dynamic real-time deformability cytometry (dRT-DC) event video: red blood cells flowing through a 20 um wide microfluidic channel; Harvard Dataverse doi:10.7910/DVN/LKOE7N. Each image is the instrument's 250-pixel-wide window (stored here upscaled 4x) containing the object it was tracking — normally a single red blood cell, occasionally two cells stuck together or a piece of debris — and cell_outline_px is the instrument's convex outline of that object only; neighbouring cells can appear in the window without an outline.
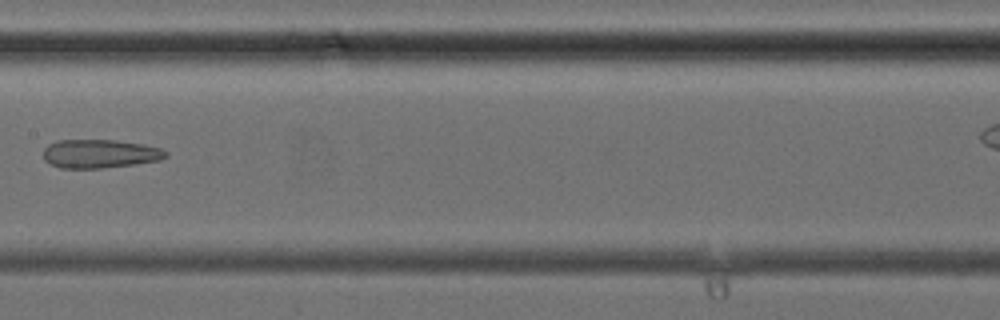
{"species": "common noctule bat (a hibernating species)", "species_latin": "Nyctalus noctula", "temperature_condition": "cold", "stored_images_in_passage": 33, "camera_frame_rate_fps": 3000, "um_per_image_px": 0.085, "animal": {"sex": "female", "body_mass_g": 24.6, "forearm_length_mm": 56.2}, "frame": {"image": 1, "passage_image": 19, "time_ms": 6.0, "image_size_px": [1000, 320], "cell_outline_px": [[168, 156], [160, 160], [136, 164], [100, 168], [60, 168], [44, 160], [44, 148], [48, 144], [56, 140], [116, 140], [144, 144], [160, 148], [168, 152]], "centroid_in_image_um": [8.5, 13.06], "position_along_channel_um": 198.9, "area_um2": 20.52}}